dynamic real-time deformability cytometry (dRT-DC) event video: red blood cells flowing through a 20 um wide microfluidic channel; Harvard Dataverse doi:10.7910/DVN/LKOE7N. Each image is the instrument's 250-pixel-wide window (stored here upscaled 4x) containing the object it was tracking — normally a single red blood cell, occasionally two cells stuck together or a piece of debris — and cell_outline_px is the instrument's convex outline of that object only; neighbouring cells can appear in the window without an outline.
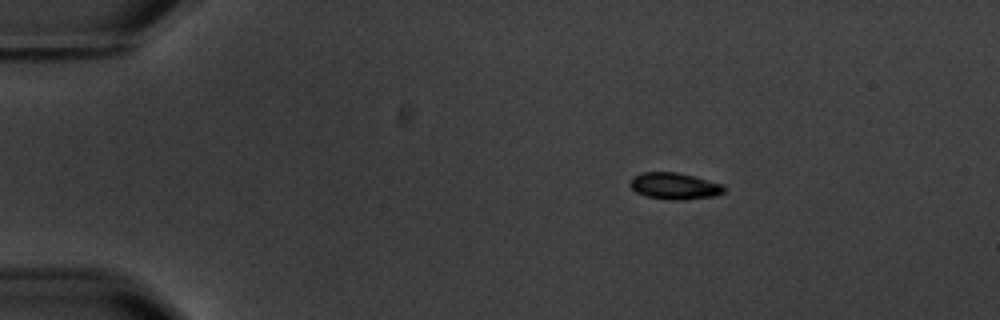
{"species": "common noctule bat (a hibernating species)", "species_latin": "Nyctalus noctula", "temperature_condition": "warm", "stored_images_in_passage": 5, "segment_of_instrument_passage": [1, 2], "camera_frame_rate_fps": 3000, "um_per_image_px": 0.085, "animal": {"sex": "male", "body_mass_g": 20.1, "forearm_length_mm": 53.5}, "frame": {"image": 1, "passage_image": 2, "time_ms": 1.333, "image_size_px": [1000, 320], "cell_outline_px": [[724, 192], [716, 196], [684, 200], [668, 200], [648, 196], [636, 192], [628, 184], [632, 176], [640, 172], [676, 172], [724, 184]], "centroid_in_image_um": [57.31, 15.81], "position_along_channel_um": 27.7, "area_um2": 14.68}}